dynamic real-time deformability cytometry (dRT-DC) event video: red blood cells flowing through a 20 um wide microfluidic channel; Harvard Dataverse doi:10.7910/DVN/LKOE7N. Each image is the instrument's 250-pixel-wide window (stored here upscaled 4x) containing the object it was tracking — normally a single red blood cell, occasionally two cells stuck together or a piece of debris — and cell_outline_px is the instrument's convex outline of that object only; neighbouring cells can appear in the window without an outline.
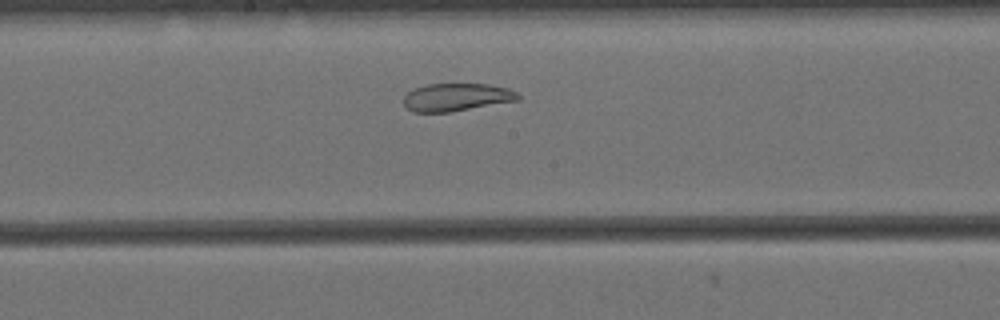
{"species": "Egyptian fruit bat (a non-hibernating species)", "species_latin": "Rousettus aegyptiacus", "temperature_condition": "cold", "stored_images_in_passage": 47, "camera_frame_rate_fps": 3000, "um_per_image_px": 0.085, "animal": {"sex": "female"}, "frame": {"image": 1, "passage_image": 19, "time_ms": 6.0, "image_size_px": [1000, 320], "cell_outline_px": [[520, 100], [448, 112], [412, 112], [404, 104], [404, 96], [412, 88], [428, 84], [488, 84], [508, 88], [516, 92], [520, 96]], "centroid_in_image_um": [38.8, 8.25], "position_along_channel_um": 209.4, "area_um2": 18.5}}
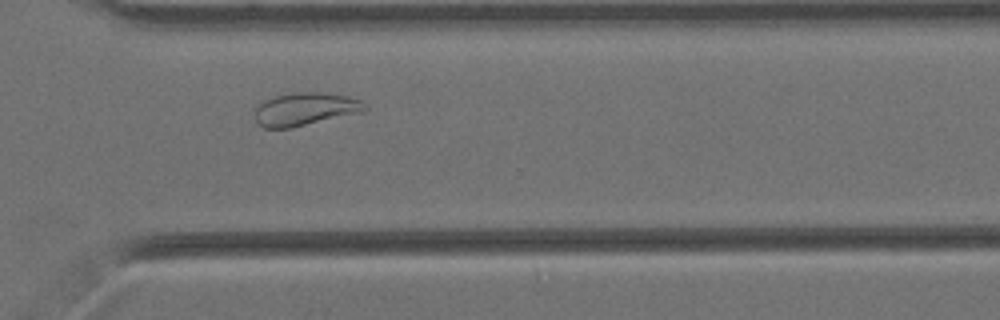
{"frame": {"image": 2, "passage_image": 31, "time_ms": 10.0, "image_size_px": [1000, 320], "cell_outline_px": [[368, 108], [364, 112], [292, 128], [264, 128], [256, 124], [252, 112], [264, 100], [276, 96], [300, 92], [320, 92], [348, 96], [360, 100], [368, 104]], "centroid_in_image_um": [25.94, 9.29], "position_along_channel_um": 344.7, "area_um2": 21.5}}
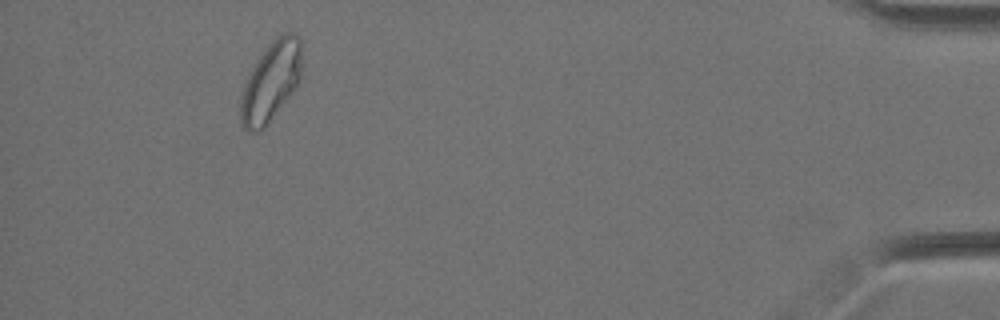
{"frame": {"image": 3, "passage_image": 43, "time_ms": 14.0, "image_size_px": [1000, 320], "cell_outline_px": [[304, 60], [296, 84], [292, 92], [264, 128], [256, 132], [248, 132], [240, 124], [240, 96], [244, 84], [256, 60], [272, 40], [276, 36], [284, 32], [292, 32], [300, 40]], "centroid_in_image_um": [23.01, 6.92], "position_along_channel_um": 412.2, "area_um2": 28.44}, "authors_computed_cell_mechanics": {"area_um2": 23.6402, "velocity_mm_per_s": 3.3941, "shape_relaxation_time_tau1_ms": null, "shape_relaxation_time_tau2_ms": 2.6115, "deformation_change_tau1": null, "deformation_change_tau2": 0.0746}}